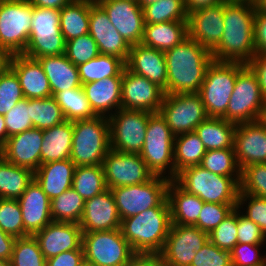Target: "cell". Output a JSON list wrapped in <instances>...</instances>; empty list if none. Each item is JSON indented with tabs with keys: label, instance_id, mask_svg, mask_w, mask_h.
<instances>
[{
	"label": "cell",
	"instance_id": "cell-1",
	"mask_svg": "<svg viewBox=\"0 0 266 266\" xmlns=\"http://www.w3.org/2000/svg\"><path fill=\"white\" fill-rule=\"evenodd\" d=\"M255 11L252 0L224 2V32L219 44L211 51L215 61L247 65L255 57Z\"/></svg>",
	"mask_w": 266,
	"mask_h": 266
},
{
	"label": "cell",
	"instance_id": "cell-2",
	"mask_svg": "<svg viewBox=\"0 0 266 266\" xmlns=\"http://www.w3.org/2000/svg\"><path fill=\"white\" fill-rule=\"evenodd\" d=\"M167 66V94L200 91L212 53L189 36L175 47L164 51Z\"/></svg>",
	"mask_w": 266,
	"mask_h": 266
},
{
	"label": "cell",
	"instance_id": "cell-3",
	"mask_svg": "<svg viewBox=\"0 0 266 266\" xmlns=\"http://www.w3.org/2000/svg\"><path fill=\"white\" fill-rule=\"evenodd\" d=\"M170 226V207H153L122 219L120 230L136 254H160Z\"/></svg>",
	"mask_w": 266,
	"mask_h": 266
},
{
	"label": "cell",
	"instance_id": "cell-4",
	"mask_svg": "<svg viewBox=\"0 0 266 266\" xmlns=\"http://www.w3.org/2000/svg\"><path fill=\"white\" fill-rule=\"evenodd\" d=\"M174 181L186 192L197 195L204 202L238 203L241 177L222 176L197 165L180 171Z\"/></svg>",
	"mask_w": 266,
	"mask_h": 266
},
{
	"label": "cell",
	"instance_id": "cell-5",
	"mask_svg": "<svg viewBox=\"0 0 266 266\" xmlns=\"http://www.w3.org/2000/svg\"><path fill=\"white\" fill-rule=\"evenodd\" d=\"M109 150L110 134L107 116L73 121L70 159L76 167L102 165Z\"/></svg>",
	"mask_w": 266,
	"mask_h": 266
},
{
	"label": "cell",
	"instance_id": "cell-6",
	"mask_svg": "<svg viewBox=\"0 0 266 266\" xmlns=\"http://www.w3.org/2000/svg\"><path fill=\"white\" fill-rule=\"evenodd\" d=\"M246 66L238 62L213 60L198 92L209 117L224 118L235 87L237 74Z\"/></svg>",
	"mask_w": 266,
	"mask_h": 266
},
{
	"label": "cell",
	"instance_id": "cell-7",
	"mask_svg": "<svg viewBox=\"0 0 266 266\" xmlns=\"http://www.w3.org/2000/svg\"><path fill=\"white\" fill-rule=\"evenodd\" d=\"M170 179L154 176L148 182L110 189L113 193L120 219L139 214L153 207H170L167 188Z\"/></svg>",
	"mask_w": 266,
	"mask_h": 266
},
{
	"label": "cell",
	"instance_id": "cell-8",
	"mask_svg": "<svg viewBox=\"0 0 266 266\" xmlns=\"http://www.w3.org/2000/svg\"><path fill=\"white\" fill-rule=\"evenodd\" d=\"M84 262L91 266H125L136 253L119 229L82 232Z\"/></svg>",
	"mask_w": 266,
	"mask_h": 266
},
{
	"label": "cell",
	"instance_id": "cell-9",
	"mask_svg": "<svg viewBox=\"0 0 266 266\" xmlns=\"http://www.w3.org/2000/svg\"><path fill=\"white\" fill-rule=\"evenodd\" d=\"M66 42L60 29V9L33 6V19L23 55L37 59L65 54Z\"/></svg>",
	"mask_w": 266,
	"mask_h": 266
},
{
	"label": "cell",
	"instance_id": "cell-10",
	"mask_svg": "<svg viewBox=\"0 0 266 266\" xmlns=\"http://www.w3.org/2000/svg\"><path fill=\"white\" fill-rule=\"evenodd\" d=\"M175 135L159 112L149 116L146 136L140 156L155 176L164 175L169 165L170 180H174Z\"/></svg>",
	"mask_w": 266,
	"mask_h": 266
},
{
	"label": "cell",
	"instance_id": "cell-11",
	"mask_svg": "<svg viewBox=\"0 0 266 266\" xmlns=\"http://www.w3.org/2000/svg\"><path fill=\"white\" fill-rule=\"evenodd\" d=\"M33 5L27 0H0V46L23 54L31 32Z\"/></svg>",
	"mask_w": 266,
	"mask_h": 266
},
{
	"label": "cell",
	"instance_id": "cell-12",
	"mask_svg": "<svg viewBox=\"0 0 266 266\" xmlns=\"http://www.w3.org/2000/svg\"><path fill=\"white\" fill-rule=\"evenodd\" d=\"M115 112L110 113L108 117L110 149L121 153L140 154L152 113L124 108Z\"/></svg>",
	"mask_w": 266,
	"mask_h": 266
},
{
	"label": "cell",
	"instance_id": "cell-13",
	"mask_svg": "<svg viewBox=\"0 0 266 266\" xmlns=\"http://www.w3.org/2000/svg\"><path fill=\"white\" fill-rule=\"evenodd\" d=\"M264 102L258 78L246 65L237 74L235 87L226 111V120L236 125L257 121Z\"/></svg>",
	"mask_w": 266,
	"mask_h": 266
},
{
	"label": "cell",
	"instance_id": "cell-14",
	"mask_svg": "<svg viewBox=\"0 0 266 266\" xmlns=\"http://www.w3.org/2000/svg\"><path fill=\"white\" fill-rule=\"evenodd\" d=\"M159 113L175 136L193 132L209 117L198 92L165 94Z\"/></svg>",
	"mask_w": 266,
	"mask_h": 266
},
{
	"label": "cell",
	"instance_id": "cell-15",
	"mask_svg": "<svg viewBox=\"0 0 266 266\" xmlns=\"http://www.w3.org/2000/svg\"><path fill=\"white\" fill-rule=\"evenodd\" d=\"M208 240L209 234L196 226L171 224L160 255L166 266H190Z\"/></svg>",
	"mask_w": 266,
	"mask_h": 266
},
{
	"label": "cell",
	"instance_id": "cell-16",
	"mask_svg": "<svg viewBox=\"0 0 266 266\" xmlns=\"http://www.w3.org/2000/svg\"><path fill=\"white\" fill-rule=\"evenodd\" d=\"M102 165L107 189L142 184L155 176L139 154L110 149Z\"/></svg>",
	"mask_w": 266,
	"mask_h": 266
},
{
	"label": "cell",
	"instance_id": "cell-17",
	"mask_svg": "<svg viewBox=\"0 0 266 266\" xmlns=\"http://www.w3.org/2000/svg\"><path fill=\"white\" fill-rule=\"evenodd\" d=\"M164 95L157 84L126 67L123 69L121 108L157 113Z\"/></svg>",
	"mask_w": 266,
	"mask_h": 266
},
{
	"label": "cell",
	"instance_id": "cell-18",
	"mask_svg": "<svg viewBox=\"0 0 266 266\" xmlns=\"http://www.w3.org/2000/svg\"><path fill=\"white\" fill-rule=\"evenodd\" d=\"M112 25L130 44H141L144 34V14L138 2L130 0H98Z\"/></svg>",
	"mask_w": 266,
	"mask_h": 266
},
{
	"label": "cell",
	"instance_id": "cell-19",
	"mask_svg": "<svg viewBox=\"0 0 266 266\" xmlns=\"http://www.w3.org/2000/svg\"><path fill=\"white\" fill-rule=\"evenodd\" d=\"M89 34L97 43L100 54L113 55L128 60L131 45L119 34L105 10L90 1Z\"/></svg>",
	"mask_w": 266,
	"mask_h": 266
},
{
	"label": "cell",
	"instance_id": "cell-20",
	"mask_svg": "<svg viewBox=\"0 0 266 266\" xmlns=\"http://www.w3.org/2000/svg\"><path fill=\"white\" fill-rule=\"evenodd\" d=\"M233 147L241 171L254 163H266V127L258 120L237 124Z\"/></svg>",
	"mask_w": 266,
	"mask_h": 266
},
{
	"label": "cell",
	"instance_id": "cell-21",
	"mask_svg": "<svg viewBox=\"0 0 266 266\" xmlns=\"http://www.w3.org/2000/svg\"><path fill=\"white\" fill-rule=\"evenodd\" d=\"M224 26V2L188 14V36L210 52L219 44Z\"/></svg>",
	"mask_w": 266,
	"mask_h": 266
},
{
	"label": "cell",
	"instance_id": "cell-22",
	"mask_svg": "<svg viewBox=\"0 0 266 266\" xmlns=\"http://www.w3.org/2000/svg\"><path fill=\"white\" fill-rule=\"evenodd\" d=\"M40 250L45 259L70 250H83L82 229L78 223L54 222L36 232Z\"/></svg>",
	"mask_w": 266,
	"mask_h": 266
},
{
	"label": "cell",
	"instance_id": "cell-23",
	"mask_svg": "<svg viewBox=\"0 0 266 266\" xmlns=\"http://www.w3.org/2000/svg\"><path fill=\"white\" fill-rule=\"evenodd\" d=\"M42 142L43 130L33 127L9 137L2 147V157L14 165L35 172L41 165Z\"/></svg>",
	"mask_w": 266,
	"mask_h": 266
},
{
	"label": "cell",
	"instance_id": "cell-24",
	"mask_svg": "<svg viewBox=\"0 0 266 266\" xmlns=\"http://www.w3.org/2000/svg\"><path fill=\"white\" fill-rule=\"evenodd\" d=\"M79 225L82 232L110 231L120 228L121 219L110 189L85 200Z\"/></svg>",
	"mask_w": 266,
	"mask_h": 266
},
{
	"label": "cell",
	"instance_id": "cell-25",
	"mask_svg": "<svg viewBox=\"0 0 266 266\" xmlns=\"http://www.w3.org/2000/svg\"><path fill=\"white\" fill-rule=\"evenodd\" d=\"M17 201L24 223V237L34 235L52 222L51 200L35 179Z\"/></svg>",
	"mask_w": 266,
	"mask_h": 266
},
{
	"label": "cell",
	"instance_id": "cell-26",
	"mask_svg": "<svg viewBox=\"0 0 266 266\" xmlns=\"http://www.w3.org/2000/svg\"><path fill=\"white\" fill-rule=\"evenodd\" d=\"M126 68L157 84L167 94V66L164 51L142 44L131 45Z\"/></svg>",
	"mask_w": 266,
	"mask_h": 266
},
{
	"label": "cell",
	"instance_id": "cell-27",
	"mask_svg": "<svg viewBox=\"0 0 266 266\" xmlns=\"http://www.w3.org/2000/svg\"><path fill=\"white\" fill-rule=\"evenodd\" d=\"M10 68L16 73L24 98H48L52 96L49 80L37 59L14 54Z\"/></svg>",
	"mask_w": 266,
	"mask_h": 266
},
{
	"label": "cell",
	"instance_id": "cell-28",
	"mask_svg": "<svg viewBox=\"0 0 266 266\" xmlns=\"http://www.w3.org/2000/svg\"><path fill=\"white\" fill-rule=\"evenodd\" d=\"M83 91L93 112L107 116L106 112L121 108L122 77H108L103 80L82 84ZM106 114V115H105Z\"/></svg>",
	"mask_w": 266,
	"mask_h": 266
},
{
	"label": "cell",
	"instance_id": "cell-29",
	"mask_svg": "<svg viewBox=\"0 0 266 266\" xmlns=\"http://www.w3.org/2000/svg\"><path fill=\"white\" fill-rule=\"evenodd\" d=\"M75 164L71 159L41 164L34 172V179L50 200L72 187Z\"/></svg>",
	"mask_w": 266,
	"mask_h": 266
},
{
	"label": "cell",
	"instance_id": "cell-30",
	"mask_svg": "<svg viewBox=\"0 0 266 266\" xmlns=\"http://www.w3.org/2000/svg\"><path fill=\"white\" fill-rule=\"evenodd\" d=\"M42 65L52 91L57 92L82 87L78 67L65 54L37 58Z\"/></svg>",
	"mask_w": 266,
	"mask_h": 266
},
{
	"label": "cell",
	"instance_id": "cell-31",
	"mask_svg": "<svg viewBox=\"0 0 266 266\" xmlns=\"http://www.w3.org/2000/svg\"><path fill=\"white\" fill-rule=\"evenodd\" d=\"M167 199L170 206L171 224L195 225L204 201L197 195L182 189L174 180L167 188Z\"/></svg>",
	"mask_w": 266,
	"mask_h": 266
},
{
	"label": "cell",
	"instance_id": "cell-32",
	"mask_svg": "<svg viewBox=\"0 0 266 266\" xmlns=\"http://www.w3.org/2000/svg\"><path fill=\"white\" fill-rule=\"evenodd\" d=\"M73 139V122L64 121L43 130L41 164L70 159Z\"/></svg>",
	"mask_w": 266,
	"mask_h": 266
},
{
	"label": "cell",
	"instance_id": "cell-33",
	"mask_svg": "<svg viewBox=\"0 0 266 266\" xmlns=\"http://www.w3.org/2000/svg\"><path fill=\"white\" fill-rule=\"evenodd\" d=\"M188 37V21H168L145 24L141 44L166 51L180 44Z\"/></svg>",
	"mask_w": 266,
	"mask_h": 266
},
{
	"label": "cell",
	"instance_id": "cell-34",
	"mask_svg": "<svg viewBox=\"0 0 266 266\" xmlns=\"http://www.w3.org/2000/svg\"><path fill=\"white\" fill-rule=\"evenodd\" d=\"M236 124L224 118L208 117L196 128L198 135L206 151L218 149H234V131Z\"/></svg>",
	"mask_w": 266,
	"mask_h": 266
},
{
	"label": "cell",
	"instance_id": "cell-35",
	"mask_svg": "<svg viewBox=\"0 0 266 266\" xmlns=\"http://www.w3.org/2000/svg\"><path fill=\"white\" fill-rule=\"evenodd\" d=\"M90 0H73L60 9V29L69 41L89 33Z\"/></svg>",
	"mask_w": 266,
	"mask_h": 266
},
{
	"label": "cell",
	"instance_id": "cell-36",
	"mask_svg": "<svg viewBox=\"0 0 266 266\" xmlns=\"http://www.w3.org/2000/svg\"><path fill=\"white\" fill-rule=\"evenodd\" d=\"M34 180V172L0 158V198L18 199Z\"/></svg>",
	"mask_w": 266,
	"mask_h": 266
},
{
	"label": "cell",
	"instance_id": "cell-37",
	"mask_svg": "<svg viewBox=\"0 0 266 266\" xmlns=\"http://www.w3.org/2000/svg\"><path fill=\"white\" fill-rule=\"evenodd\" d=\"M205 153L203 142L195 131L175 136L174 179L183 169L200 165Z\"/></svg>",
	"mask_w": 266,
	"mask_h": 266
},
{
	"label": "cell",
	"instance_id": "cell-38",
	"mask_svg": "<svg viewBox=\"0 0 266 266\" xmlns=\"http://www.w3.org/2000/svg\"><path fill=\"white\" fill-rule=\"evenodd\" d=\"M78 73L82 84L103 80L108 77H123L125 62L117 56L99 54L81 64Z\"/></svg>",
	"mask_w": 266,
	"mask_h": 266
},
{
	"label": "cell",
	"instance_id": "cell-39",
	"mask_svg": "<svg viewBox=\"0 0 266 266\" xmlns=\"http://www.w3.org/2000/svg\"><path fill=\"white\" fill-rule=\"evenodd\" d=\"M72 188L84 200L103 193L107 190L103 165L75 167Z\"/></svg>",
	"mask_w": 266,
	"mask_h": 266
},
{
	"label": "cell",
	"instance_id": "cell-40",
	"mask_svg": "<svg viewBox=\"0 0 266 266\" xmlns=\"http://www.w3.org/2000/svg\"><path fill=\"white\" fill-rule=\"evenodd\" d=\"M67 121L92 119L97 116L87 100L82 87L57 92L53 96Z\"/></svg>",
	"mask_w": 266,
	"mask_h": 266
},
{
	"label": "cell",
	"instance_id": "cell-41",
	"mask_svg": "<svg viewBox=\"0 0 266 266\" xmlns=\"http://www.w3.org/2000/svg\"><path fill=\"white\" fill-rule=\"evenodd\" d=\"M84 205L85 200L71 187L51 200L52 221L79 224Z\"/></svg>",
	"mask_w": 266,
	"mask_h": 266
},
{
	"label": "cell",
	"instance_id": "cell-42",
	"mask_svg": "<svg viewBox=\"0 0 266 266\" xmlns=\"http://www.w3.org/2000/svg\"><path fill=\"white\" fill-rule=\"evenodd\" d=\"M30 118L33 127L42 130L66 121L61 107L53 96L30 99Z\"/></svg>",
	"mask_w": 266,
	"mask_h": 266
},
{
	"label": "cell",
	"instance_id": "cell-43",
	"mask_svg": "<svg viewBox=\"0 0 266 266\" xmlns=\"http://www.w3.org/2000/svg\"><path fill=\"white\" fill-rule=\"evenodd\" d=\"M145 24L188 21L184 0H158L143 8Z\"/></svg>",
	"mask_w": 266,
	"mask_h": 266
},
{
	"label": "cell",
	"instance_id": "cell-44",
	"mask_svg": "<svg viewBox=\"0 0 266 266\" xmlns=\"http://www.w3.org/2000/svg\"><path fill=\"white\" fill-rule=\"evenodd\" d=\"M204 169L226 177H241V170L235 157L234 149L206 151L201 164Z\"/></svg>",
	"mask_w": 266,
	"mask_h": 266
},
{
	"label": "cell",
	"instance_id": "cell-45",
	"mask_svg": "<svg viewBox=\"0 0 266 266\" xmlns=\"http://www.w3.org/2000/svg\"><path fill=\"white\" fill-rule=\"evenodd\" d=\"M10 266H46V259L34 235L16 239Z\"/></svg>",
	"mask_w": 266,
	"mask_h": 266
},
{
	"label": "cell",
	"instance_id": "cell-46",
	"mask_svg": "<svg viewBox=\"0 0 266 266\" xmlns=\"http://www.w3.org/2000/svg\"><path fill=\"white\" fill-rule=\"evenodd\" d=\"M0 228L16 238L24 237V223L17 199L0 198Z\"/></svg>",
	"mask_w": 266,
	"mask_h": 266
},
{
	"label": "cell",
	"instance_id": "cell-47",
	"mask_svg": "<svg viewBox=\"0 0 266 266\" xmlns=\"http://www.w3.org/2000/svg\"><path fill=\"white\" fill-rule=\"evenodd\" d=\"M99 54L97 43L89 33L66 41L65 55L75 66L84 64Z\"/></svg>",
	"mask_w": 266,
	"mask_h": 266
},
{
	"label": "cell",
	"instance_id": "cell-48",
	"mask_svg": "<svg viewBox=\"0 0 266 266\" xmlns=\"http://www.w3.org/2000/svg\"><path fill=\"white\" fill-rule=\"evenodd\" d=\"M240 191L266 198V163H254L241 171Z\"/></svg>",
	"mask_w": 266,
	"mask_h": 266
},
{
	"label": "cell",
	"instance_id": "cell-49",
	"mask_svg": "<svg viewBox=\"0 0 266 266\" xmlns=\"http://www.w3.org/2000/svg\"><path fill=\"white\" fill-rule=\"evenodd\" d=\"M24 98L16 73L9 68L0 75V114L5 115Z\"/></svg>",
	"mask_w": 266,
	"mask_h": 266
},
{
	"label": "cell",
	"instance_id": "cell-50",
	"mask_svg": "<svg viewBox=\"0 0 266 266\" xmlns=\"http://www.w3.org/2000/svg\"><path fill=\"white\" fill-rule=\"evenodd\" d=\"M209 240L218 248L231 251L237 242V207L209 233Z\"/></svg>",
	"mask_w": 266,
	"mask_h": 266
},
{
	"label": "cell",
	"instance_id": "cell-51",
	"mask_svg": "<svg viewBox=\"0 0 266 266\" xmlns=\"http://www.w3.org/2000/svg\"><path fill=\"white\" fill-rule=\"evenodd\" d=\"M8 138L33 128L30 118V99L23 98L4 115Z\"/></svg>",
	"mask_w": 266,
	"mask_h": 266
},
{
	"label": "cell",
	"instance_id": "cell-52",
	"mask_svg": "<svg viewBox=\"0 0 266 266\" xmlns=\"http://www.w3.org/2000/svg\"><path fill=\"white\" fill-rule=\"evenodd\" d=\"M237 204H218L204 202L197 223L194 225L206 233L213 231L227 215H229Z\"/></svg>",
	"mask_w": 266,
	"mask_h": 266
},
{
	"label": "cell",
	"instance_id": "cell-53",
	"mask_svg": "<svg viewBox=\"0 0 266 266\" xmlns=\"http://www.w3.org/2000/svg\"><path fill=\"white\" fill-rule=\"evenodd\" d=\"M190 266H232L230 251L223 250L208 240L196 252Z\"/></svg>",
	"mask_w": 266,
	"mask_h": 266
},
{
	"label": "cell",
	"instance_id": "cell-54",
	"mask_svg": "<svg viewBox=\"0 0 266 266\" xmlns=\"http://www.w3.org/2000/svg\"><path fill=\"white\" fill-rule=\"evenodd\" d=\"M261 245L237 243L230 251L232 266H264L266 256H260L258 250Z\"/></svg>",
	"mask_w": 266,
	"mask_h": 266
},
{
	"label": "cell",
	"instance_id": "cell-55",
	"mask_svg": "<svg viewBox=\"0 0 266 266\" xmlns=\"http://www.w3.org/2000/svg\"><path fill=\"white\" fill-rule=\"evenodd\" d=\"M246 199L250 202H248V208L244 216L257 224L266 236V198L243 194L240 191L237 207H241L240 205H243L245 201L247 202Z\"/></svg>",
	"mask_w": 266,
	"mask_h": 266
},
{
	"label": "cell",
	"instance_id": "cell-56",
	"mask_svg": "<svg viewBox=\"0 0 266 266\" xmlns=\"http://www.w3.org/2000/svg\"><path fill=\"white\" fill-rule=\"evenodd\" d=\"M266 236L260 227L249 220L244 214L240 215L237 207V242L247 244H264Z\"/></svg>",
	"mask_w": 266,
	"mask_h": 266
},
{
	"label": "cell",
	"instance_id": "cell-57",
	"mask_svg": "<svg viewBox=\"0 0 266 266\" xmlns=\"http://www.w3.org/2000/svg\"><path fill=\"white\" fill-rule=\"evenodd\" d=\"M254 46L256 54H266V13L259 10L254 17Z\"/></svg>",
	"mask_w": 266,
	"mask_h": 266
},
{
	"label": "cell",
	"instance_id": "cell-58",
	"mask_svg": "<svg viewBox=\"0 0 266 266\" xmlns=\"http://www.w3.org/2000/svg\"><path fill=\"white\" fill-rule=\"evenodd\" d=\"M84 263V250H70L46 259V266H81Z\"/></svg>",
	"mask_w": 266,
	"mask_h": 266
},
{
	"label": "cell",
	"instance_id": "cell-59",
	"mask_svg": "<svg viewBox=\"0 0 266 266\" xmlns=\"http://www.w3.org/2000/svg\"><path fill=\"white\" fill-rule=\"evenodd\" d=\"M247 65L256 74L262 95L266 100V54H256Z\"/></svg>",
	"mask_w": 266,
	"mask_h": 266
},
{
	"label": "cell",
	"instance_id": "cell-60",
	"mask_svg": "<svg viewBox=\"0 0 266 266\" xmlns=\"http://www.w3.org/2000/svg\"><path fill=\"white\" fill-rule=\"evenodd\" d=\"M125 266H166L160 254H136Z\"/></svg>",
	"mask_w": 266,
	"mask_h": 266
},
{
	"label": "cell",
	"instance_id": "cell-61",
	"mask_svg": "<svg viewBox=\"0 0 266 266\" xmlns=\"http://www.w3.org/2000/svg\"><path fill=\"white\" fill-rule=\"evenodd\" d=\"M16 237L5 233L0 228V259L10 260Z\"/></svg>",
	"mask_w": 266,
	"mask_h": 266
},
{
	"label": "cell",
	"instance_id": "cell-62",
	"mask_svg": "<svg viewBox=\"0 0 266 266\" xmlns=\"http://www.w3.org/2000/svg\"><path fill=\"white\" fill-rule=\"evenodd\" d=\"M228 0H184L187 13L193 12L200 8L218 5Z\"/></svg>",
	"mask_w": 266,
	"mask_h": 266
},
{
	"label": "cell",
	"instance_id": "cell-63",
	"mask_svg": "<svg viewBox=\"0 0 266 266\" xmlns=\"http://www.w3.org/2000/svg\"><path fill=\"white\" fill-rule=\"evenodd\" d=\"M33 6L42 8L61 9L73 0H27Z\"/></svg>",
	"mask_w": 266,
	"mask_h": 266
},
{
	"label": "cell",
	"instance_id": "cell-64",
	"mask_svg": "<svg viewBox=\"0 0 266 266\" xmlns=\"http://www.w3.org/2000/svg\"><path fill=\"white\" fill-rule=\"evenodd\" d=\"M13 54L3 46H0V75L11 66Z\"/></svg>",
	"mask_w": 266,
	"mask_h": 266
},
{
	"label": "cell",
	"instance_id": "cell-65",
	"mask_svg": "<svg viewBox=\"0 0 266 266\" xmlns=\"http://www.w3.org/2000/svg\"><path fill=\"white\" fill-rule=\"evenodd\" d=\"M8 139L4 115L0 114V144L3 146Z\"/></svg>",
	"mask_w": 266,
	"mask_h": 266
},
{
	"label": "cell",
	"instance_id": "cell-66",
	"mask_svg": "<svg viewBox=\"0 0 266 266\" xmlns=\"http://www.w3.org/2000/svg\"><path fill=\"white\" fill-rule=\"evenodd\" d=\"M255 9L266 13V0H254Z\"/></svg>",
	"mask_w": 266,
	"mask_h": 266
},
{
	"label": "cell",
	"instance_id": "cell-67",
	"mask_svg": "<svg viewBox=\"0 0 266 266\" xmlns=\"http://www.w3.org/2000/svg\"><path fill=\"white\" fill-rule=\"evenodd\" d=\"M258 121L266 127V100L264 102V105L262 107V110H261V114L259 116V119Z\"/></svg>",
	"mask_w": 266,
	"mask_h": 266
},
{
	"label": "cell",
	"instance_id": "cell-68",
	"mask_svg": "<svg viewBox=\"0 0 266 266\" xmlns=\"http://www.w3.org/2000/svg\"><path fill=\"white\" fill-rule=\"evenodd\" d=\"M156 1H158V0H139L138 3L143 9L145 6H148V5H150V4H152L153 2H156Z\"/></svg>",
	"mask_w": 266,
	"mask_h": 266
},
{
	"label": "cell",
	"instance_id": "cell-69",
	"mask_svg": "<svg viewBox=\"0 0 266 266\" xmlns=\"http://www.w3.org/2000/svg\"><path fill=\"white\" fill-rule=\"evenodd\" d=\"M0 266H10V260L0 259Z\"/></svg>",
	"mask_w": 266,
	"mask_h": 266
},
{
	"label": "cell",
	"instance_id": "cell-70",
	"mask_svg": "<svg viewBox=\"0 0 266 266\" xmlns=\"http://www.w3.org/2000/svg\"><path fill=\"white\" fill-rule=\"evenodd\" d=\"M2 145L0 144V158H2Z\"/></svg>",
	"mask_w": 266,
	"mask_h": 266
},
{
	"label": "cell",
	"instance_id": "cell-71",
	"mask_svg": "<svg viewBox=\"0 0 266 266\" xmlns=\"http://www.w3.org/2000/svg\"><path fill=\"white\" fill-rule=\"evenodd\" d=\"M81 266H91V265L84 262Z\"/></svg>",
	"mask_w": 266,
	"mask_h": 266
}]
</instances>
